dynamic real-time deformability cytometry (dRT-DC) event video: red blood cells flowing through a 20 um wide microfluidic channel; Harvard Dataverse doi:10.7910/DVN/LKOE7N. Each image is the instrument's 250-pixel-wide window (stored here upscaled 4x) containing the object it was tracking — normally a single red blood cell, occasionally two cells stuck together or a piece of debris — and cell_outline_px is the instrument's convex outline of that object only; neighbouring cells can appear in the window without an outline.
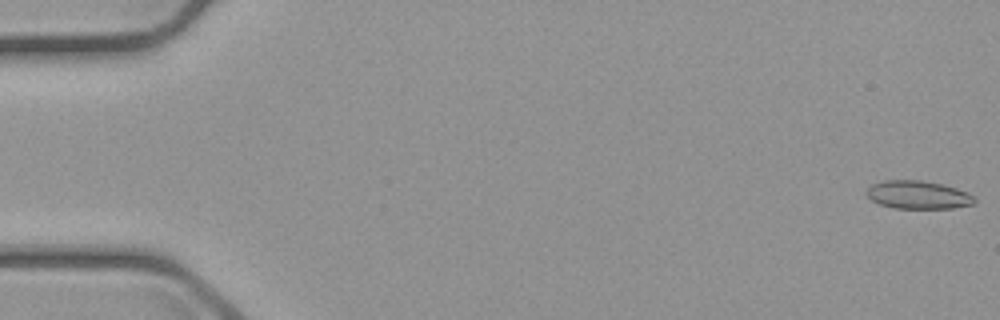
{"species": "common noctule bat (a hibernating species)", "species_latin": "Nyctalus noctula", "temperature_condition": "cold", "stored_images_in_passage": 7, "camera_frame_rate_fps": 3000, "um_per_image_px": 0.085, "animal": {"sex": "male", "body_mass_g": 23.1, "forearm_length_mm": 52.7}, "frame": {"image": 1, "passage_image": 1, "time_ms": 0.0, "image_size_px": [1000, 320], "cell_outline_px": [[976, 200], [972, 204], [952, 208], [896, 208], [880, 204], [872, 200], [864, 192], [872, 184], [884, 180], [920, 180], [944, 184], [968, 192]], "centroid_in_image_um": [78.02, 16.55], "position_along_channel_um": 7.0, "area_um2": 17.63}}
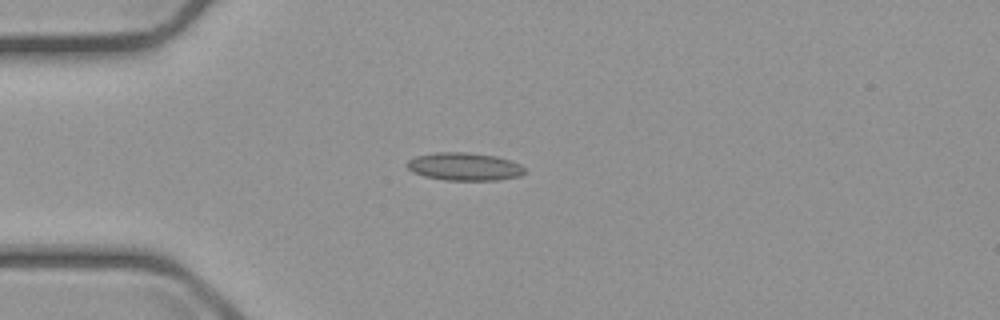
{"frame": {"image": 2, "passage_image": 5, "time_ms": 4.667, "image_size_px": [1000, 320], "cell_outline_px": [[524, 172], [520, 176], [496, 180], [444, 180], [424, 176], [412, 172], [404, 164], [408, 160], [416, 156], [436, 152], [468, 152], [496, 156], [520, 164], [524, 168]], "centroid_in_image_um": [39.43, 14.16], "position_along_channel_um": 45.6, "area_um2": 19.13}}
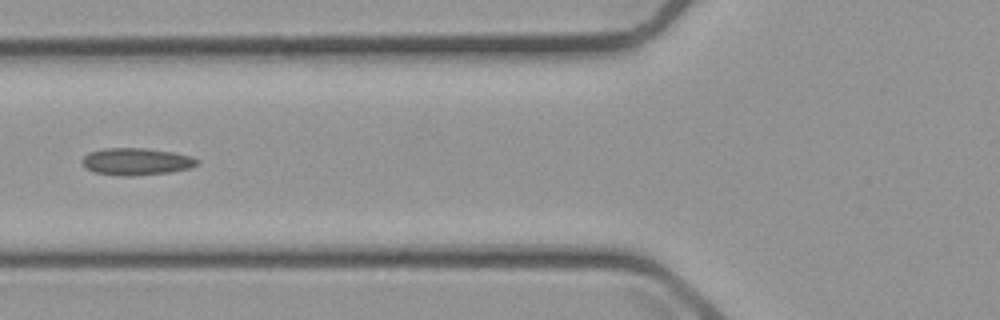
{"frame": {"image": 3, "passage_image": 7, "time_ms": 7.0, "image_size_px": [1000, 320], "cell_outline_px": [[200, 160], [196, 164], [188, 168], [168, 172], [132, 176], [120, 176], [92, 172], [84, 168], [80, 160], [88, 152], [104, 148], [144, 148], [172, 152], [192, 156]], "centroid_in_image_um": [11.51, 13.73], "position_along_channel_um": 114.3, "area_um2": 18.26}}